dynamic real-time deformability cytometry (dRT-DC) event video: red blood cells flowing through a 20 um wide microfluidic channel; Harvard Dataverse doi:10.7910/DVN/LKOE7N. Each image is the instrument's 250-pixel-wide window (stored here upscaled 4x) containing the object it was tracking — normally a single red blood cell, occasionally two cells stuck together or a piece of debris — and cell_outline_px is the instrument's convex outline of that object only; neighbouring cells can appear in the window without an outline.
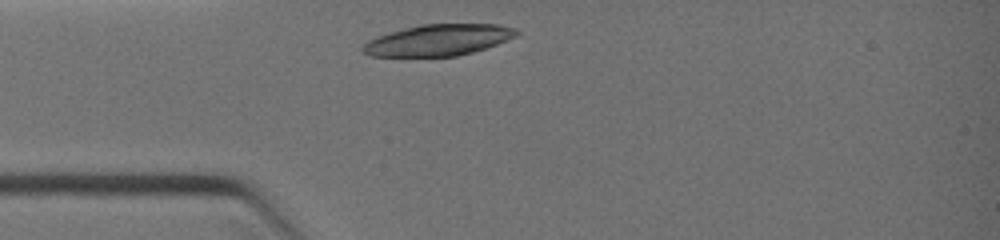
{"species": "common noctule bat (a hibernating species)", "species_latin": "Nyctalus noctula", "temperature_condition": "warm", "stored_images_in_passage": 1, "camera_frame_rate_fps": 3000, "um_per_image_px": 0.085, "animal": {"sex": "female", "body_mass_g": 19.0, "forearm_length_mm": 51.5}, "frame": {"image": 1, "passage_image": 1, "time_ms": 0.0, "image_size_px": [1000, 240], "cell_outline_px": [[520, 32], [516, 36], [496, 44], [472, 52], [456, 56], [372, 56], [360, 52], [360, 48], [368, 40], [376, 36], [404, 28], [420, 24], [500, 24], [516, 28]], "centroid_in_image_um": [37.23, 3.4], "position_along_channel_um": 47.8, "area_um2": 28.03}}